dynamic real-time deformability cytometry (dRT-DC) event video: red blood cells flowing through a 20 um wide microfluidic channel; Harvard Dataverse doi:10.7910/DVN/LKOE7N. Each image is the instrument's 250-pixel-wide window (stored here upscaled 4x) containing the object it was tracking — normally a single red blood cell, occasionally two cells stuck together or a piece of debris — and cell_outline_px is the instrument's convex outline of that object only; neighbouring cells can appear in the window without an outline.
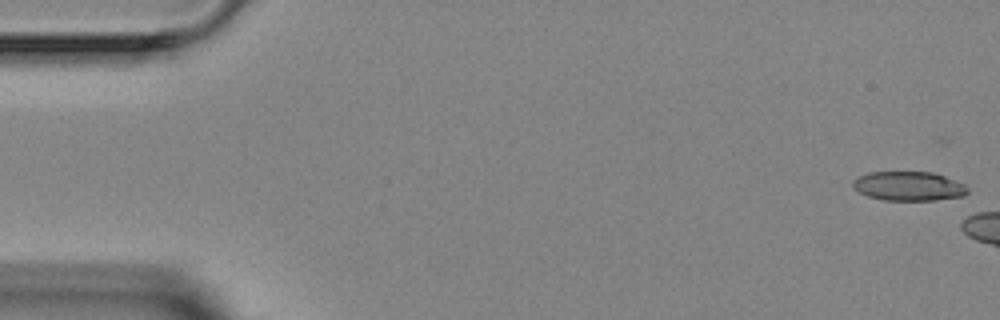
{"species": "Egyptian fruit bat (a non-hibernating species)", "species_latin": "Rousettus aegyptiacus", "temperature_condition": "room temperature", "stored_images_in_passage": 3, "camera_frame_rate_fps": 3000, "um_per_image_px": 0.085, "animal": {"sex": "female"}, "frame": {"image": 1, "passage_image": 1, "time_ms": 0.0, "image_size_px": [1000, 320], "cell_outline_px": [[968, 192], [964, 196], [936, 200], [884, 200], [868, 196], [852, 188], [852, 180], [868, 172], [932, 172], [944, 176], [964, 184], [968, 188]], "centroid_in_image_um": [77.23, 15.82], "position_along_channel_um": 7.8, "area_um2": 19.54}}